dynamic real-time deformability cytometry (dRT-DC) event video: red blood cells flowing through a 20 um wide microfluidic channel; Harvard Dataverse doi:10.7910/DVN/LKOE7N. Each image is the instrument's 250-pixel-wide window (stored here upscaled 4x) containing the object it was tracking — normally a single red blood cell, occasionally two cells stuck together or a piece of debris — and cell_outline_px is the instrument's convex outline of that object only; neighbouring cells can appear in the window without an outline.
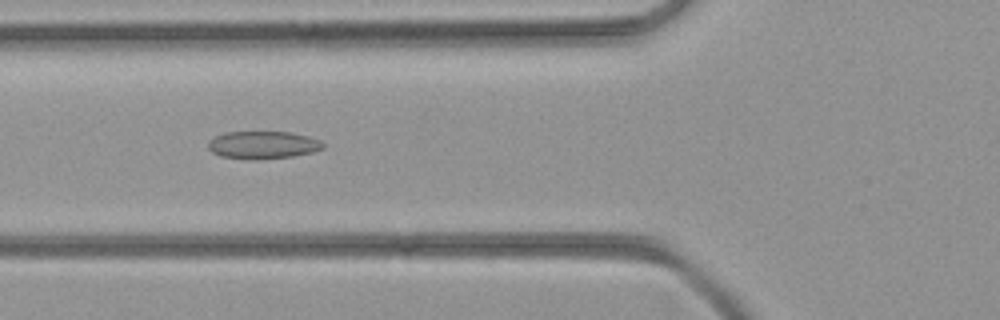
{"species": "common noctule bat (a hibernating species)", "species_latin": "Nyctalus noctula", "temperature_condition": "room temperature", "stored_images_in_passage": 44, "camera_frame_rate_fps": 3000, "um_per_image_px": 0.085, "animal": {"sex": "female", "body_mass_g": 21.9}, "frame": {"image": 1, "passage_image": 17, "time_ms": 5.333, "image_size_px": [1000, 320], "cell_outline_px": [[324, 148], [312, 152], [292, 156], [256, 160], [248, 160], [220, 156], [212, 152], [208, 148], [208, 140], [224, 132], [292, 132], [308, 136], [320, 140], [324, 144]], "centroid_in_image_um": [22.33, 12.32], "position_along_channel_um": 103.5, "area_um2": 18.67}}
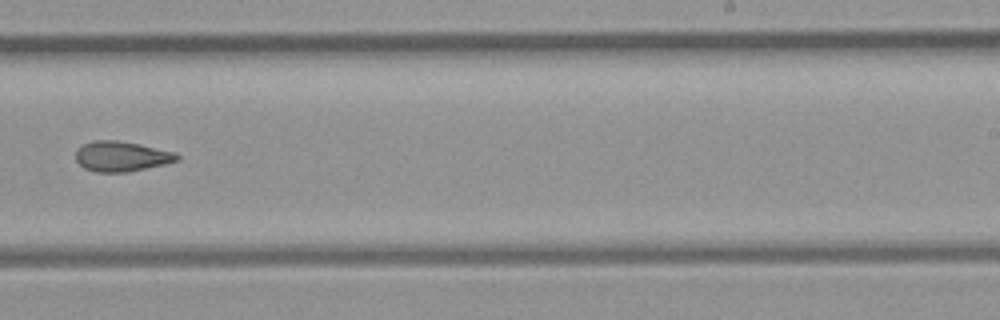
{"frame": {"image": 2, "passage_image": 28, "time_ms": 9.0, "image_size_px": [1000, 320], "cell_outline_px": [[180, 160], [164, 164], [128, 172], [96, 172], [84, 168], [76, 160], [76, 148], [80, 144], [92, 140], [120, 140], [140, 144], [176, 152], [180, 156]], "centroid_in_image_um": [10.31, 13.27], "position_along_channel_um": 278.7, "area_um2": 18.09}}
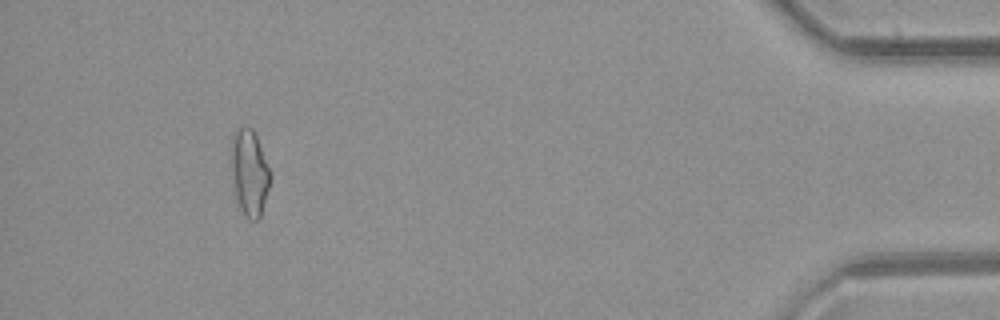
{"frame": {"image": 3, "passage_image": 41, "time_ms": 13.333, "image_size_px": [1000, 320], "cell_outline_px": [[272, 176], [260, 216], [256, 220], [248, 220], [244, 216], [240, 208], [232, 184], [232, 136], [236, 128], [252, 128], [256, 136]], "centroid_in_image_um": [21.2, 14.7], "position_along_channel_um": 414.0, "area_um2": 19.31}}